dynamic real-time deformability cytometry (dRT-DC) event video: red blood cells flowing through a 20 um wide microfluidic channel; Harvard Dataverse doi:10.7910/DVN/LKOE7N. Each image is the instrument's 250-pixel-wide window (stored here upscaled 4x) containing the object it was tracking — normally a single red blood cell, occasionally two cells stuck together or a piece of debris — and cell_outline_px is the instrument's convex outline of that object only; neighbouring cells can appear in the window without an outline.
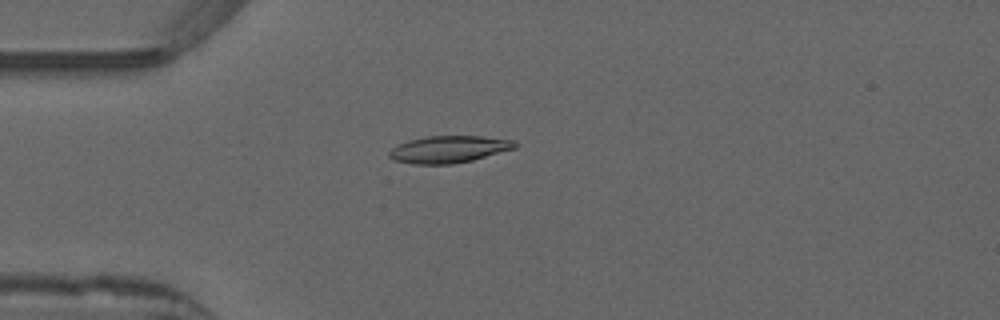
{"species": "common noctule bat (a hibernating species)", "species_latin": "Nyctalus noctula", "temperature_condition": "warm", "stored_images_in_passage": 53, "camera_frame_rate_fps": 3000, "um_per_image_px": 0.085, "animal": {"sex": "male", "forearm_length_mm": 52.5}, "frame": {"image": 1, "passage_image": 14, "time_ms": 4.333, "image_size_px": [1000, 320], "cell_outline_px": [[520, 144], [516, 148], [472, 160], [452, 164], [412, 164], [392, 160], [388, 156], [388, 152], [392, 148], [408, 140], [428, 136], [480, 136], [516, 140]], "centroid_in_image_um": [38.17, 12.69], "position_along_channel_um": 46.8, "area_um2": 19.94}}
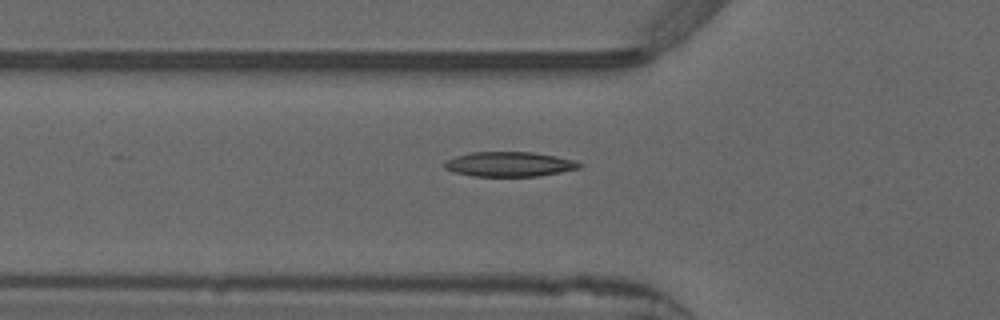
{"frame": {"image": 2, "passage_image": 18, "time_ms": 5.667, "image_size_px": [1000, 320], "cell_outline_px": [[580, 168], [540, 176], [476, 176], [452, 172], [444, 168], [444, 160], [456, 156], [472, 152], [532, 152], [556, 156], [576, 160], [580, 164]], "centroid_in_image_um": [43.27, 13.95], "position_along_channel_um": 82.5, "area_um2": 19.48}}
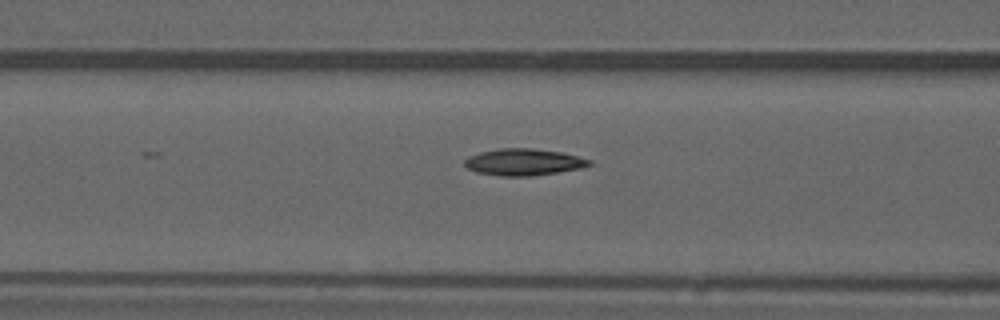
{"frame": {"image": 3, "passage_image": 21, "time_ms": 6.667, "image_size_px": [1000, 320], "cell_outline_px": [[596, 164], [584, 168], [532, 176], [500, 176], [476, 172], [468, 168], [464, 164], [464, 160], [468, 156], [480, 152], [500, 148], [532, 148], [560, 152], [592, 160]], "centroid_in_image_um": [44.54, 13.78], "position_along_channel_um": 122.1, "area_um2": 19.59}, "authors_computed_cell_mechanics": {"area_um2": 18.9006, "velocity_mm_per_s": 3.8924, "shape_relaxation_time_tau1_ms": null, "shape_relaxation_time_tau2_ms": 3.2934, "deformation_change_tau1": null, "deformation_change_tau2": 0.0936}}